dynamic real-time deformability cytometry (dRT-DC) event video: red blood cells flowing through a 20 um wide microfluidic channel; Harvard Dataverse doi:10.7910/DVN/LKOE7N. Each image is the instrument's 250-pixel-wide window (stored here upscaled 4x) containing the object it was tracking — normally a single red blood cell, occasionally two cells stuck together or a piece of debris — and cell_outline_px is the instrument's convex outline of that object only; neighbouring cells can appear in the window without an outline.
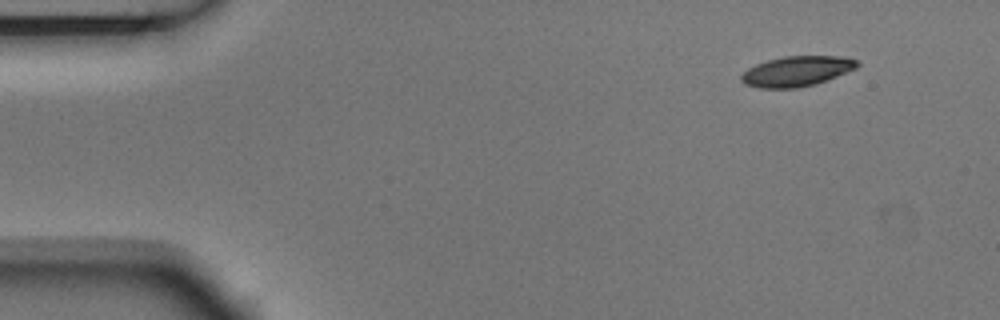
{"species": "Egyptian fruit bat (a non-hibernating species)", "species_latin": "Rousettus aegyptiacus", "temperature_condition": "room temperature", "stored_images_in_passage": 4, "camera_frame_rate_fps": 3000, "um_per_image_px": 0.085, "animal": {"sex": "male"}, "frame": {"image": 1, "passage_image": 1, "time_ms": 0.0, "image_size_px": [1000, 320], "cell_outline_px": [[860, 64], [856, 68], [828, 80], [816, 84], [800, 88], [760, 88], [744, 84], [740, 80], [740, 76], [748, 68], [756, 64], [768, 60], [784, 56], [848, 56], [856, 60]], "centroid_in_image_um": [67.74, 6.06], "position_along_channel_um": 17.3, "area_um2": 20.58}}
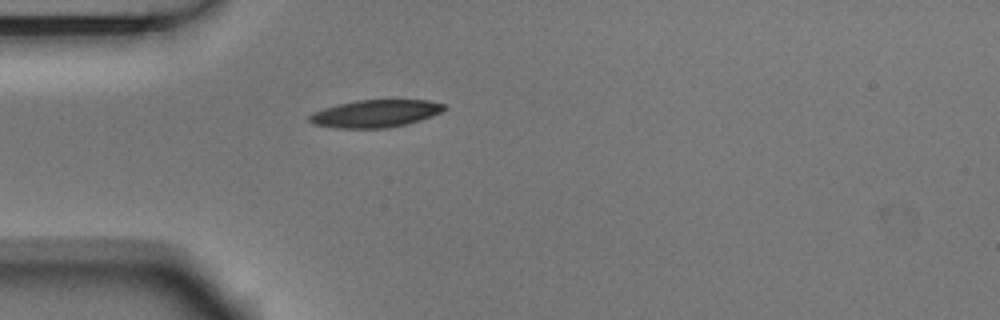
{"frame": {"image": 2, "passage_image": 4, "time_ms": 1.0, "image_size_px": [1000, 320], "cell_outline_px": [[448, 108], [432, 116], [420, 120], [388, 128], [336, 128], [312, 124], [308, 120], [308, 116], [312, 112], [336, 104], [356, 100], [428, 100], [444, 104]], "centroid_in_image_um": [31.87, 9.65], "position_along_channel_um": 53.1, "area_um2": 21.68}}